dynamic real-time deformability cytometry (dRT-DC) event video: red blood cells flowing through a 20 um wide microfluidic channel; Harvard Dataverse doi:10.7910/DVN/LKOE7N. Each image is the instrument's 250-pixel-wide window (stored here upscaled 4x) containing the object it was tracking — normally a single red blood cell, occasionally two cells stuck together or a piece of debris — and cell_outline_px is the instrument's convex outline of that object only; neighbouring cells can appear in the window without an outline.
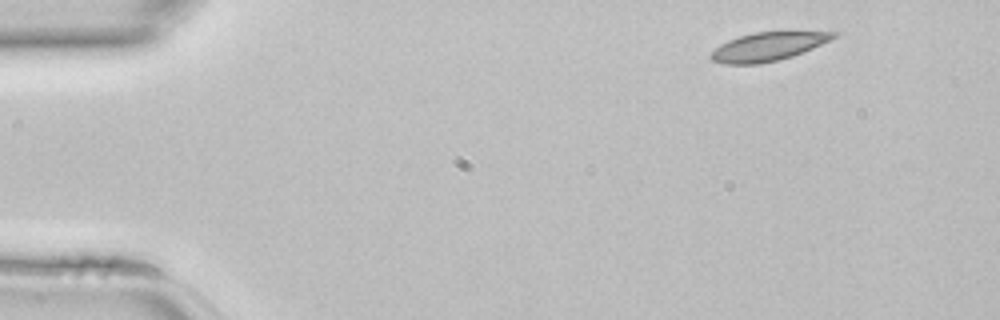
{"species": "common noctule bat (a hibernating species)", "species_latin": "Nyctalus noctula", "temperature_condition": "room temperature", "stored_images_in_passage": 41, "camera_frame_rate_fps": 3000, "um_per_image_px": 0.085, "animal": {"sex": "female", "body_mass_g": 22.7, "forearm_length_mm": 54.2}, "frame": {"image": 1, "passage_image": 1, "time_ms": 0.0, "image_size_px": [1000, 320], "cell_outline_px": [[840, 32], [836, 36], [812, 48], [792, 56], [760, 64], [724, 64], [712, 60], [708, 56], [720, 44], [728, 40], [752, 32]], "centroid_in_image_um": [65.21, 3.97], "position_along_channel_um": 19.8, "area_um2": 20.0}}
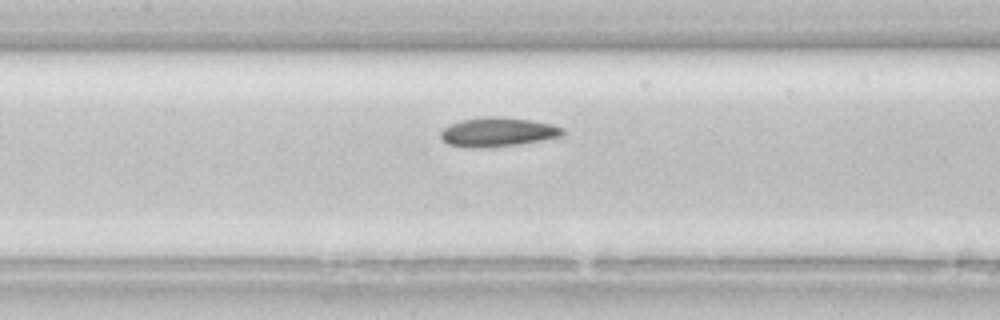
{"frame": {"image": 2, "passage_image": 17, "time_ms": 5.333, "image_size_px": [1000, 320], "cell_outline_px": [[564, 136], [520, 144], [488, 148], [464, 148], [448, 144], [440, 136], [440, 132], [444, 128], [460, 120], [484, 116], [500, 116], [532, 120], [552, 124], [564, 128]], "centroid_in_image_um": [42.32, 11.23], "position_along_channel_um": 165.1, "area_um2": 21.1}}
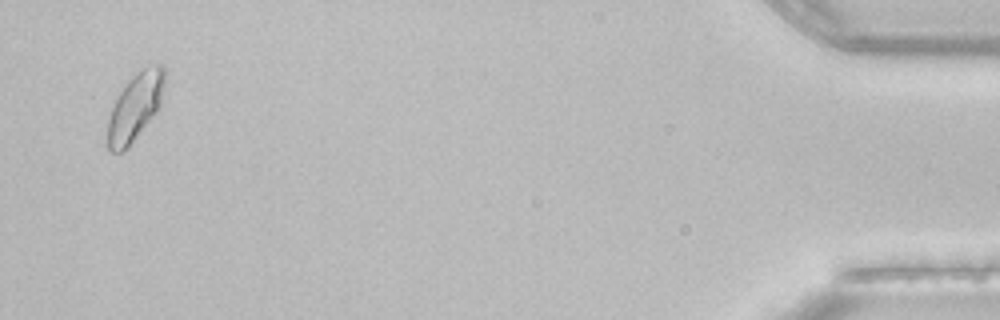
{"frame": {"image": 3, "passage_image": 40, "time_ms": 13.0, "image_size_px": [1000, 320], "cell_outline_px": [[164, 84], [160, 108], [128, 148], [120, 152], [108, 152], [108, 120], [112, 104], [124, 84], [136, 72], [144, 68], [156, 64], [164, 64]], "centroid_in_image_um": [11.48, 9.09], "position_along_channel_um": 423.7, "area_um2": 22.6}}